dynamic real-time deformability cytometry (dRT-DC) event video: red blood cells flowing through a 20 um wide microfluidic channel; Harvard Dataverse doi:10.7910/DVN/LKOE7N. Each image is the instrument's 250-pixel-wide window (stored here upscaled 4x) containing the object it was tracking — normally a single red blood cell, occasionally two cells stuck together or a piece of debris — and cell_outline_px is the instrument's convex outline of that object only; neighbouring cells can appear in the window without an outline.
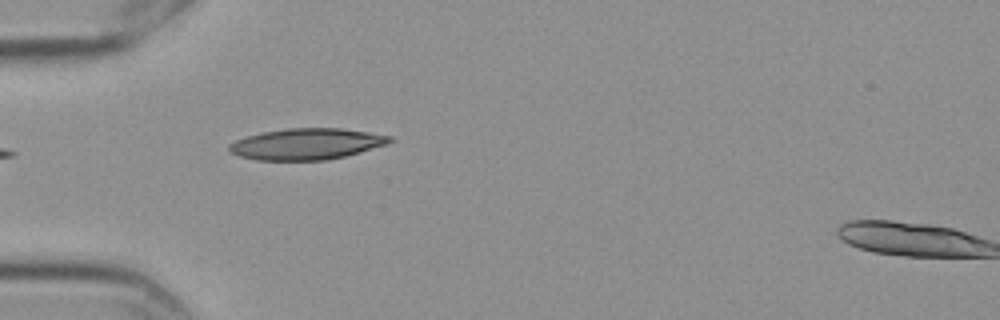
{"species": "Egyptian fruit bat (a non-hibernating species)", "species_latin": "Rousettus aegyptiacus", "temperature_condition": "cold", "stored_images_in_passage": 2, "segment_of_instrument_passage": [1, 2], "camera_frame_rate_fps": 3000, "um_per_image_px": 0.085, "frame": {"image": 1, "passage_image": 1, "time_ms": 0.0, "image_size_px": [1000, 320], "cell_outline_px": [[392, 140], [388, 144], [360, 152], [328, 160], [256, 160], [240, 156], [232, 152], [228, 148], [228, 144], [236, 140], [248, 136], [264, 132], [288, 128], [340, 128], [368, 132], [392, 136]], "centroid_in_image_um": [26.08, 12.24], "position_along_channel_um": 58.9, "area_um2": 29.02}}